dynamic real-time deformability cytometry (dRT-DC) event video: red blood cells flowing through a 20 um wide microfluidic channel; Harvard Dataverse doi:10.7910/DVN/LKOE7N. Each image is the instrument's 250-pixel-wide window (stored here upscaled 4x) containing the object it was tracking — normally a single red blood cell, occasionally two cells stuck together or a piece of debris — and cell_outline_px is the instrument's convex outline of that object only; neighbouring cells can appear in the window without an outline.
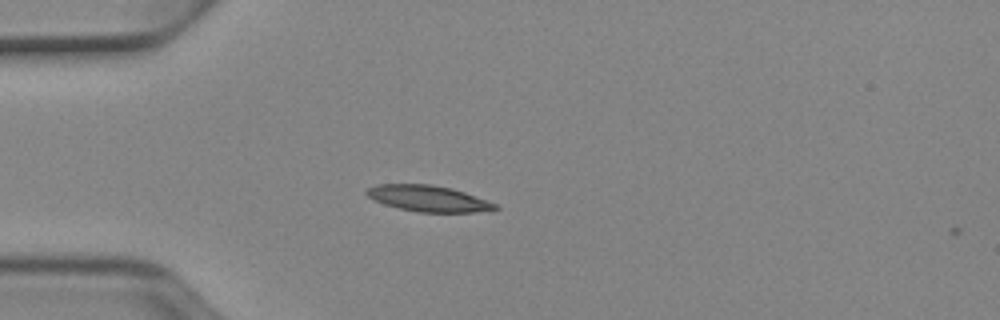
{"species": "Egyptian fruit bat (a non-hibernating species)", "species_latin": "Rousettus aegyptiacus", "temperature_condition": "cold", "stored_images_in_passage": 2, "camera_frame_rate_fps": 3000, "um_per_image_px": 0.085, "animal": {"sex": "female"}, "frame": {"image": 1, "passage_image": 1, "time_ms": 0.0, "image_size_px": [1000, 320], "cell_outline_px": [[500, 208], [476, 212], [416, 212], [384, 204], [368, 196], [364, 192], [368, 188], [376, 184], [432, 184], [452, 188], [464, 192], [496, 204]], "centroid_in_image_um": [36.38, 16.86], "position_along_channel_um": 48.6, "area_um2": 19.36}}